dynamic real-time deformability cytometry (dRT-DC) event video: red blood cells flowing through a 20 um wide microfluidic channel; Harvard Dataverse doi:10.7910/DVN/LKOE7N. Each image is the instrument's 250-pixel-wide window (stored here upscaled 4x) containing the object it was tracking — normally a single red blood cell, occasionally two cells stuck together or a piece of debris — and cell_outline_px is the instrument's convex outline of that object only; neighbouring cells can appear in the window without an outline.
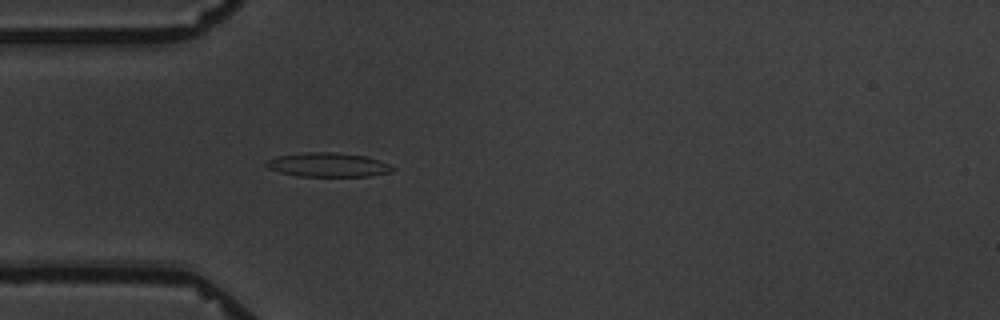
{"species": "common noctule bat (a hibernating species)", "species_latin": "Nyctalus noctula", "temperature_condition": "warm", "stored_images_in_passage": 1, "camera_frame_rate_fps": 3000, "um_per_image_px": 0.085, "animal": {"sex": "male", "body_mass_g": 19.5, "forearm_length_mm": 54.6}, "frame": {"image": 1, "passage_image": 1, "time_ms": 0.0, "image_size_px": [1000, 320], "cell_outline_px": [[396, 168], [392, 172], [368, 176], [296, 176], [280, 172], [268, 168], [264, 164], [268, 160], [276, 156], [304, 152], [332, 152], [368, 156], [388, 164]], "centroid_in_image_um": [27.88, 14.0], "position_along_channel_um": 57.1, "area_um2": 17.8}}